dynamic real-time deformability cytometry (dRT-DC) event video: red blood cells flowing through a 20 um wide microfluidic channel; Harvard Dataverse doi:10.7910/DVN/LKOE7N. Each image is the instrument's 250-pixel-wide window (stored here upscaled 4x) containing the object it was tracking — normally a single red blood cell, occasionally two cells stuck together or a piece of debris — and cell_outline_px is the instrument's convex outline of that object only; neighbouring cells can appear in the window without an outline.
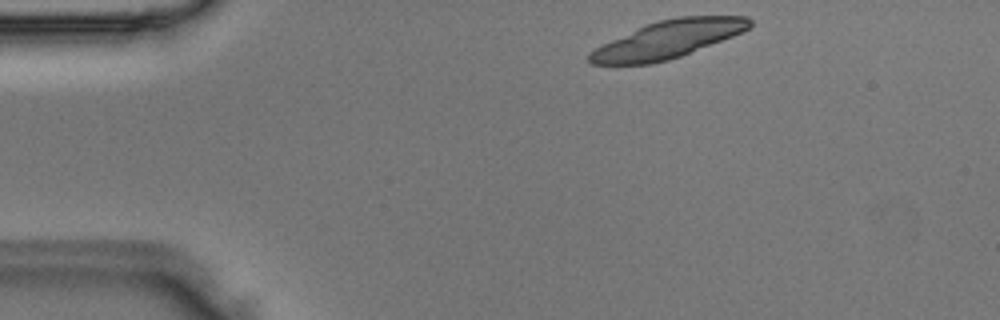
{"species": "Egyptian fruit bat (a non-hibernating species)", "species_latin": "Rousettus aegyptiacus", "temperature_condition": "room temperature", "stored_images_in_passage": 10, "camera_frame_rate_fps": 3000, "um_per_image_px": 0.085, "animal": {"sex": "male"}, "frame": {"image": 1, "passage_image": 1, "time_ms": 0.0, "image_size_px": [1000, 320], "cell_outline_px": [[752, 24], [748, 28], [732, 36], [680, 56], [668, 60], [652, 64], [592, 64], [588, 60], [588, 52], [612, 40], [648, 24], [660, 20], [680, 16], [748, 16], [752, 20]], "centroid_in_image_um": [56.78, 3.35], "position_along_channel_um": 28.2, "area_um2": 34.28}}